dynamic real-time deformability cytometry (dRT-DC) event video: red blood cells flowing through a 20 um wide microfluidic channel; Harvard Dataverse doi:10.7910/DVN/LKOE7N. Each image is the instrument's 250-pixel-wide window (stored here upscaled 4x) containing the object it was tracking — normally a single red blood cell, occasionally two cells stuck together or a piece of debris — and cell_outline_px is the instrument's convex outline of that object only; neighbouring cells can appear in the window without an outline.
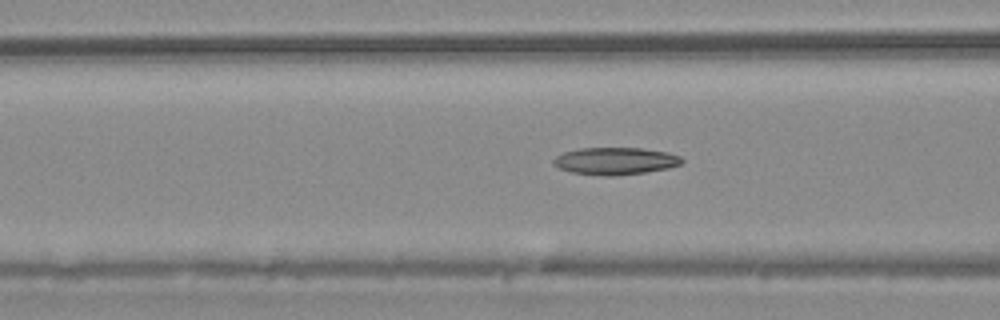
{"species": "common noctule bat (a hibernating species)", "species_latin": "Nyctalus noctula", "temperature_condition": "warm", "stored_images_in_passage": 55, "camera_frame_rate_fps": 3000, "um_per_image_px": 0.085, "animal": {"sex": "male", "body_mass_g": 20.4}, "frame": {"image": 1, "passage_image": 22, "time_ms": 7.0, "image_size_px": [1000, 320], "cell_outline_px": [[684, 160], [680, 164], [668, 168], [644, 172], [616, 176], [604, 176], [572, 172], [560, 168], [552, 164], [552, 160], [556, 156], [564, 152], [580, 148], [640, 148], [668, 152], [680, 156]], "centroid_in_image_um": [52.29, 13.68], "position_along_channel_um": 114.3, "area_um2": 20.35}}
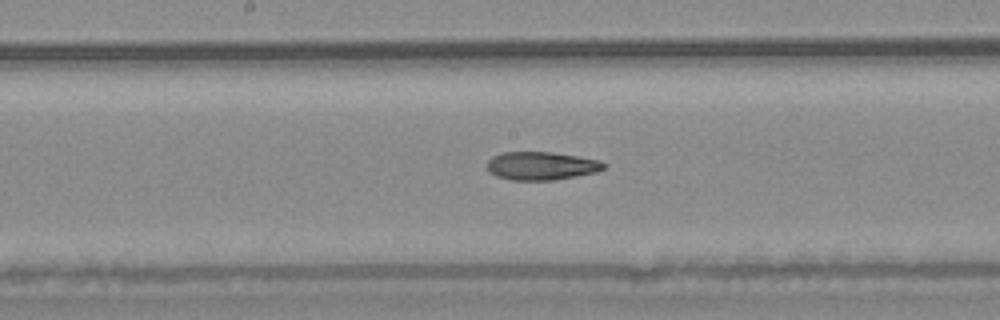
{"frame": {"image": 2, "passage_image": 29, "time_ms": 9.333, "image_size_px": [1000, 320], "cell_outline_px": [[608, 164], [604, 168], [596, 172], [552, 180], [512, 180], [496, 176], [488, 172], [488, 160], [492, 156], [500, 152], [552, 152], [600, 160]], "centroid_in_image_um": [46.0, 14.09], "position_along_channel_um": 202.2, "area_um2": 19.19}}
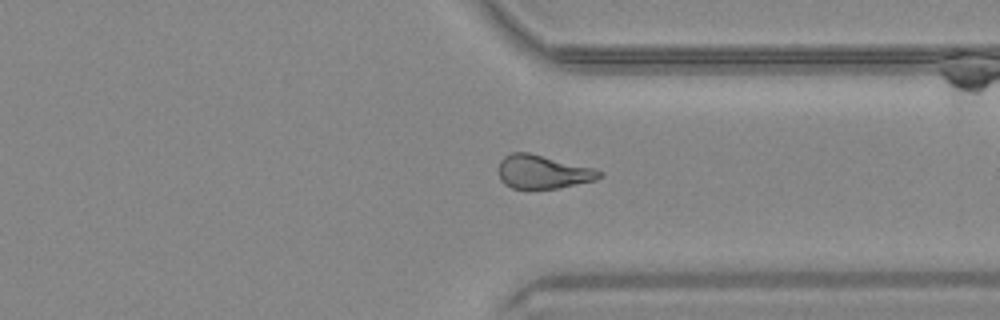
{"frame": {"image": 3, "passage_image": 42, "time_ms": 13.667, "image_size_px": [1000, 320], "cell_outline_px": [[604, 176], [596, 180], [560, 188], [512, 188], [504, 184], [500, 180], [500, 160], [504, 156], [512, 152], [528, 152], [592, 168], [604, 172]], "centroid_in_image_um": [46.16, 14.61], "position_along_channel_um": 365.2, "area_um2": 19.59}, "authors_computed_cell_mechanics": {"area_um2": 20.4034, "velocity_mm_per_s": 3.7583, "shape_relaxation_time_tau1_ms": null, "shape_relaxation_time_tau2_ms": 4.0283, "deformation_change_tau1": null, "deformation_change_tau2": 0.1269}}